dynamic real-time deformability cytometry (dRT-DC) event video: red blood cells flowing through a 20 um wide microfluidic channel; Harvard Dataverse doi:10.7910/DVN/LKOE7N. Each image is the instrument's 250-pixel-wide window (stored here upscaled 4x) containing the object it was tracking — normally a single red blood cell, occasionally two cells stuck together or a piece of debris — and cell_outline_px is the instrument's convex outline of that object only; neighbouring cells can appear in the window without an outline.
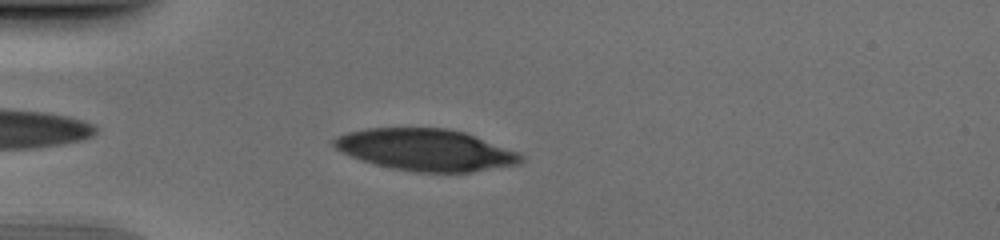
{"species": "human", "species_latin": "Homo sapiens", "temperature_condition": "cold", "stored_images_in_passage": 39, "camera_frame_rate_fps": 3000, "um_per_image_px": 0.085, "donor": {"sex": "male"}, "frame": {"image": 1, "passage_image": 3, "time_ms": 0.667, "image_size_px": [1000, 240], "cell_outline_px": [[524, 160], [520, 164], [472, 172], [416, 172], [392, 168], [376, 164], [352, 156], [336, 148], [332, 144], [332, 140], [336, 136], [348, 132], [364, 128], [444, 128], [464, 132], [520, 152], [524, 156]], "centroid_in_image_um": [36.23, 12.73], "position_along_channel_um": 48.8, "area_um2": 45.43}}
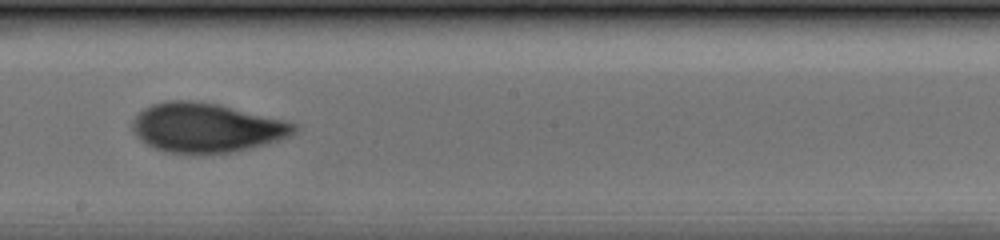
{"frame": {"image": 2, "passage_image": 18, "time_ms": 5.667, "image_size_px": [1000, 240], "cell_outline_px": [[296, 132], [292, 136], [280, 140], [232, 152], [200, 156], [192, 156], [164, 152], [144, 144], [136, 136], [132, 128], [132, 120], [144, 108], [152, 104], [168, 100], [192, 100], [220, 104], [288, 120], [296, 124]], "centroid_in_image_um": [17.54, 10.88], "position_along_channel_um": 230.7, "area_um2": 47.69}}
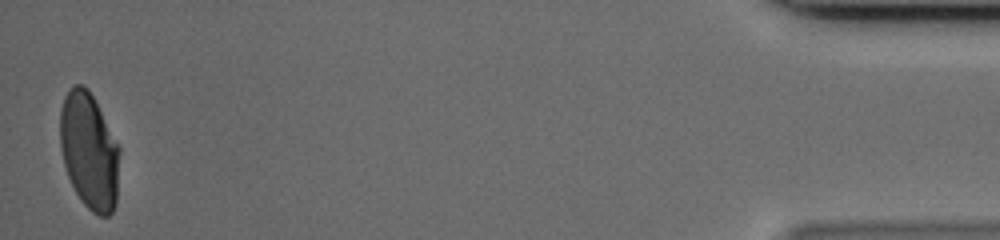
{"frame": {"image": 3, "passage_image": 39, "time_ms": 12.667, "image_size_px": [1000, 240], "cell_outline_px": [[120, 152], [116, 204], [112, 212], [108, 216], [100, 216], [92, 212], [80, 200], [68, 176], [64, 164], [60, 148], [60, 108], [64, 96], [72, 84], [84, 84], [88, 88], [120, 148]], "centroid_in_image_um": [7.57, 12.82], "position_along_channel_um": 427.6, "area_um2": 40.58}}